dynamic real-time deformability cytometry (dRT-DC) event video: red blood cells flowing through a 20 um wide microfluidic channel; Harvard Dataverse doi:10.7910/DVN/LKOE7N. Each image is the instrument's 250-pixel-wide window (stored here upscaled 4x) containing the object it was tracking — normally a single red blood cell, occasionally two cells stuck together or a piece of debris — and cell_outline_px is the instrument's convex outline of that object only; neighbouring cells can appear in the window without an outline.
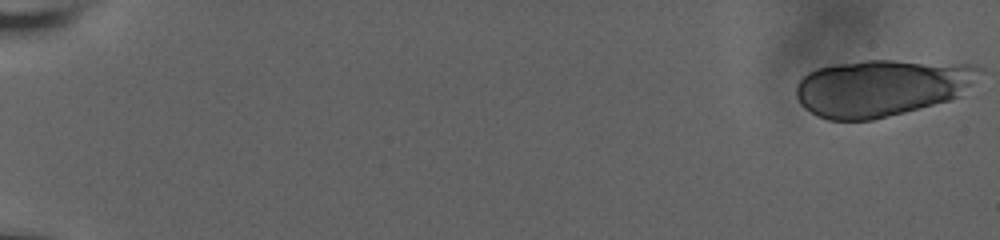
{"species": "human", "species_latin": "Homo sapiens", "temperature_condition": "room temperature", "stored_images_in_passage": 23, "camera_frame_rate_fps": 3000, "um_per_image_px": 0.085, "donor": {"sex": "male"}, "frame": {"image": 1, "passage_image": 1, "time_ms": 0.0, "image_size_px": [1000, 240], "cell_outline_px": [[984, 68], [956, 96], [948, 100], [904, 112], [872, 120], [828, 120], [816, 116], [804, 108], [800, 104], [796, 96], [796, 84], [808, 72], [816, 68], [836, 64], [864, 60], [892, 60], [980, 64]], "centroid_in_image_um": [74.86, 7.44], "position_along_channel_um": 10.1, "area_um2": 60.46}}
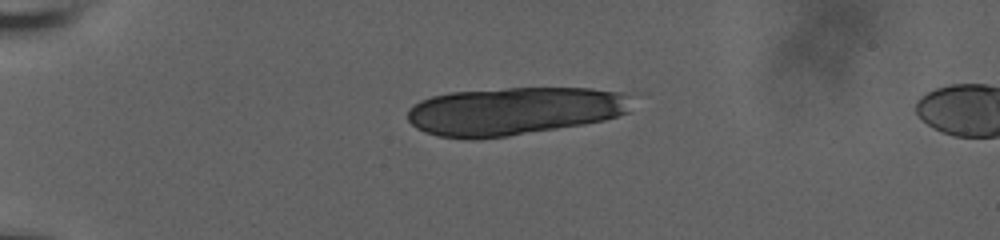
{"frame": {"image": 2, "passage_image": 16, "time_ms": 5.0, "image_size_px": [1000, 240], "cell_outline_px": [[628, 112], [604, 120], [584, 124], [508, 136], [468, 140], [440, 136], [424, 132], [416, 128], [408, 120], [408, 108], [412, 104], [420, 100], [432, 96], [452, 92], [508, 88], [592, 88], [620, 92], [628, 96]], "centroid_in_image_um": [43.62, 9.44], "position_along_channel_um": 41.4, "area_um2": 62.6}}